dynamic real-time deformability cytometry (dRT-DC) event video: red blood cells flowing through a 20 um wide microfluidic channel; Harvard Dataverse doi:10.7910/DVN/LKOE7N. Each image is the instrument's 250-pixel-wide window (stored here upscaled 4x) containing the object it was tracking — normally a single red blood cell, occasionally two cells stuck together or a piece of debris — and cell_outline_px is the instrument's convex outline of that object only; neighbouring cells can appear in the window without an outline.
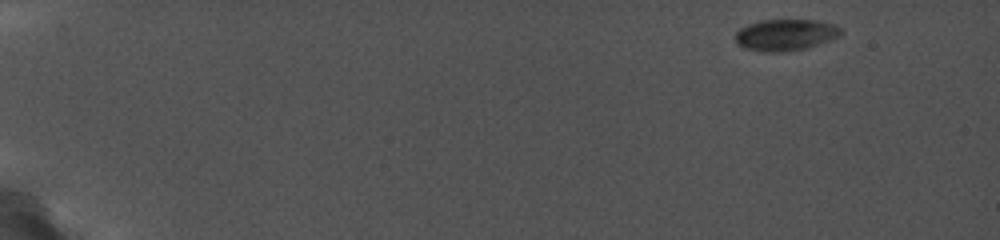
{"species": "common noctule bat (a hibernating species)", "species_latin": "Nyctalus noctula", "temperature_condition": "cold", "stored_images_in_passage": 31, "camera_frame_rate_fps": 5000, "um_per_image_px": 0.085, "animal": {"sex": "female", "body_mass_g": 19.0, "forearm_length_mm": 56.7}, "frame": {"image": 1, "passage_image": 1, "time_ms": 0.0, "image_size_px": [1000, 240], "cell_outline_px": [[844, 32], [840, 36], [808, 48], [780, 52], [764, 52], [744, 48], [736, 44], [736, 32], [740, 28], [748, 24], [760, 20], [816, 20], [832, 24], [844, 28]], "centroid_in_image_um": [66.79, 2.96], "position_along_channel_um": 18.2, "area_um2": 19.54}}
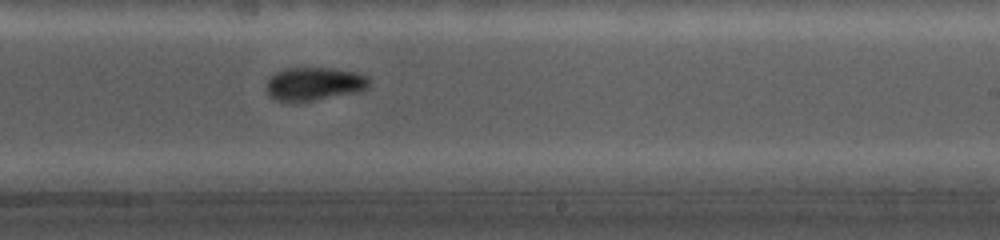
{"frame": {"image": 2, "passage_image": 17, "time_ms": 10.6, "image_size_px": [1000, 240], "cell_outline_px": [[368, 84], [364, 88], [352, 92], [312, 100], [276, 100], [268, 92], [268, 80], [276, 72], [288, 68], [328, 68], [352, 72], [368, 76]], "centroid_in_image_um": [26.68, 7.1], "position_along_channel_um": 262.3, "area_um2": 18.79}}
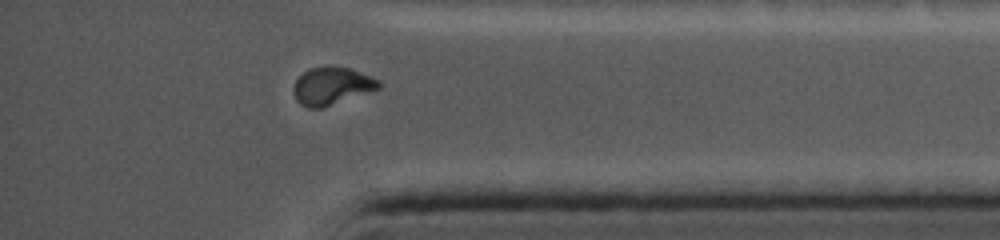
{"frame": {"image": 3, "passage_image": 28, "time_ms": 14.4, "image_size_px": [1000, 240], "cell_outline_px": [[380, 88], [320, 108], [308, 108], [300, 104], [296, 100], [292, 88], [296, 80], [308, 68], [328, 64], [352, 68], [372, 76], [380, 80]], "centroid_in_image_um": [28.19, 7.26], "position_along_channel_um": 407.0, "area_um2": 18.9}}